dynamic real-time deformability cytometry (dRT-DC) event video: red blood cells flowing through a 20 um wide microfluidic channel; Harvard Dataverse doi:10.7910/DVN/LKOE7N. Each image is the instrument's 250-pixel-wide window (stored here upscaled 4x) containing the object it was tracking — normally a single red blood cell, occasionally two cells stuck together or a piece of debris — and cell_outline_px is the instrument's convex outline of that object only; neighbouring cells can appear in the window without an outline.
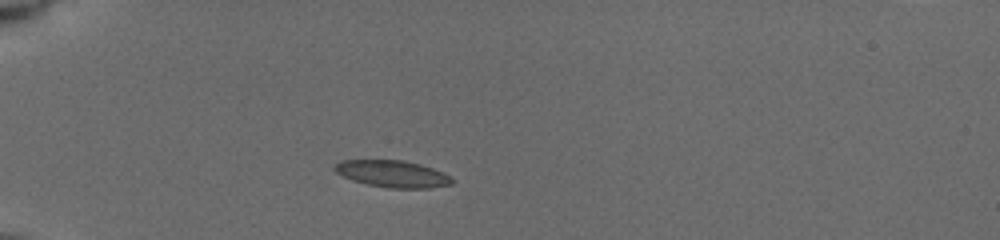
{"species": "common noctule bat (a hibernating species)", "species_latin": "Nyctalus noctula", "temperature_condition": "cold", "stored_images_in_passage": 9, "camera_frame_rate_fps": 3000, "um_per_image_px": 0.085, "animal": {"sex": "female", "body_mass_g": 19.5, "forearm_length_mm": 54.1}, "frame": {"image": 1, "passage_image": 1, "time_ms": 0.0, "image_size_px": [1000, 240], "cell_outline_px": [[456, 180], [452, 184], [428, 188], [388, 188], [368, 184], [352, 180], [336, 172], [332, 168], [340, 160], [404, 160], [420, 164], [432, 168]], "centroid_in_image_um": [33.35, 14.77], "position_along_channel_um": 51.6, "area_um2": 18.26}}
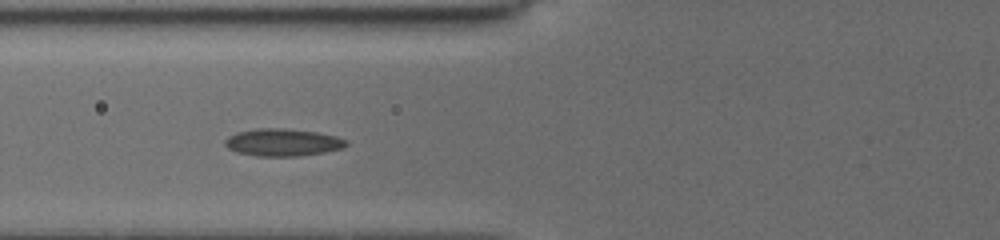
{"frame": {"image": 2, "passage_image": 6, "time_ms": 2.0, "image_size_px": [1000, 240], "cell_outline_px": [[348, 144], [344, 148], [324, 152], [300, 156], [256, 156], [236, 152], [228, 148], [224, 144], [224, 140], [228, 136], [236, 132], [260, 128], [280, 128], [316, 132], [336, 136], [348, 140]], "centroid_in_image_um": [24.03, 12.11], "position_along_channel_um": 101.8, "area_um2": 19.42}}
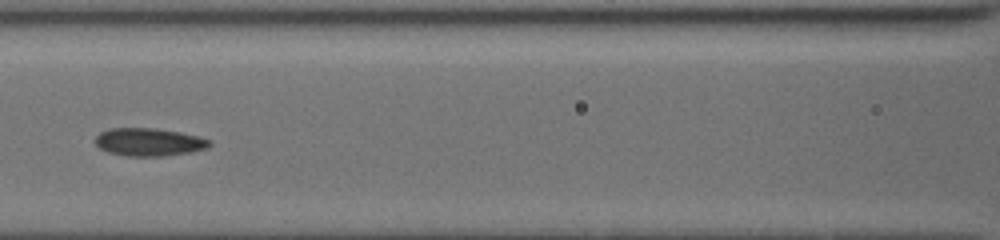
{"frame": {"image": 3, "passage_image": 8, "time_ms": 3.333, "image_size_px": [1000, 240], "cell_outline_px": [[212, 144], [208, 148], [188, 152], [160, 156], [128, 156], [108, 152], [100, 148], [92, 140], [100, 132], [112, 128], [152, 128], [180, 132], [200, 136], [208, 140]], "centroid_in_image_um": [12.63, 12.07], "position_along_channel_um": 154.0, "area_um2": 18.5}}